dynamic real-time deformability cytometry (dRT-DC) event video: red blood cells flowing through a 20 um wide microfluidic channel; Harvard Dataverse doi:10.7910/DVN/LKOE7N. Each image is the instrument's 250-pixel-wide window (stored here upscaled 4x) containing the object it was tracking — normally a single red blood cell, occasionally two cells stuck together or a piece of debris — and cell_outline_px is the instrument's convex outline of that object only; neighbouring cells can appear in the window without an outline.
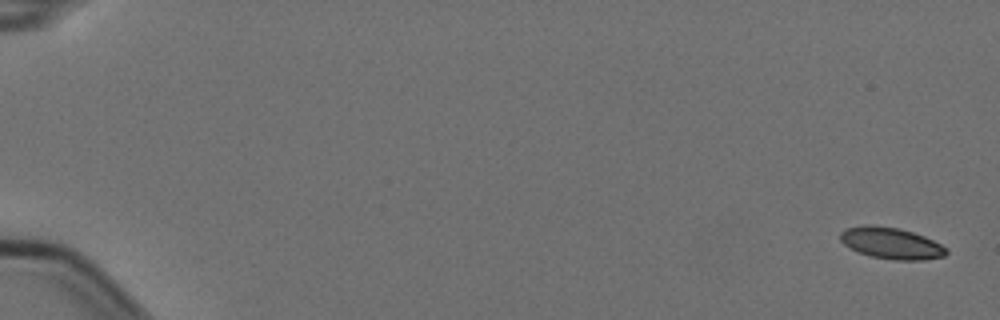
{"species": "Egyptian fruit bat (a non-hibernating species)", "species_latin": "Rousettus aegyptiacus", "temperature_condition": "cold", "stored_images_in_passage": 10, "camera_frame_rate_fps": 3000, "um_per_image_px": 0.085, "animal": {"sex": "female"}, "frame": {"image": 1, "passage_image": 1, "time_ms": 0.0, "image_size_px": [1000, 320], "cell_outline_px": [[948, 252], [944, 256], [924, 260], [892, 260], [872, 256], [856, 252], [844, 244], [840, 240], [840, 232], [844, 228], [864, 224], [872, 224], [900, 228], [924, 236], [948, 248]], "centroid_in_image_um": [75.72, 20.66], "position_along_channel_um": 9.3, "area_um2": 19.71}}
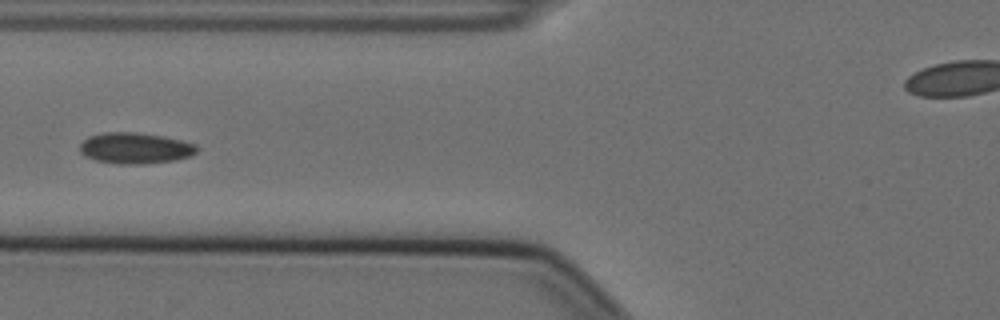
{"frame": {"image": 2, "passage_image": 7, "time_ms": 2.0, "image_size_px": [1000, 320], "cell_outline_px": [[196, 152], [192, 156], [176, 160], [144, 164], [116, 164], [96, 160], [84, 156], [80, 152], [80, 144], [88, 136], [104, 132], [136, 132], [164, 136], [196, 144]], "centroid_in_image_um": [11.48, 12.59], "position_along_channel_um": 114.3, "area_um2": 21.33}}